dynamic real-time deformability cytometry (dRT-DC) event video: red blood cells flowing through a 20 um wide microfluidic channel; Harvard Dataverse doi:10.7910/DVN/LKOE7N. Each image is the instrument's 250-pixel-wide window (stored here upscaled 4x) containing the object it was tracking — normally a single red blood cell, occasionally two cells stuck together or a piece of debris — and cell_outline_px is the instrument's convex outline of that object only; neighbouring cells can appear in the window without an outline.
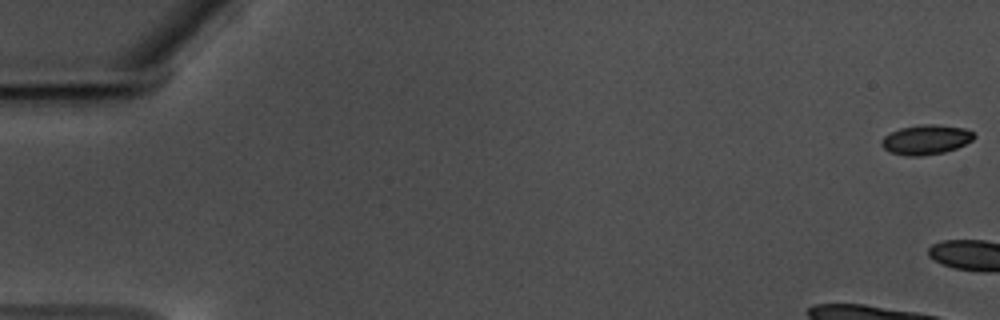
{"species": "common noctule bat (a hibernating species)", "species_latin": "Nyctalus noctula", "temperature_condition": "warm", "stored_images_in_passage": 5, "camera_frame_rate_fps": 3000, "um_per_image_px": 0.085, "animal": {"sex": "male", "body_mass_g": 17.5, "forearm_length_mm": 52.3}, "frame": {"image": 1, "passage_image": 1, "time_ms": 0.0, "image_size_px": [1000, 320], "cell_outline_px": [[976, 136], [972, 140], [956, 148], [944, 152], [920, 156], [908, 156], [888, 152], [880, 144], [880, 140], [884, 136], [900, 128], [920, 124], [932, 124], [964, 128], [972, 132]], "centroid_in_image_um": [78.67, 11.87], "position_along_channel_um": 6.3, "area_um2": 15.95}}